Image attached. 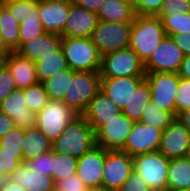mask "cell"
<instances>
[{"mask_svg":"<svg viewBox=\"0 0 190 191\" xmlns=\"http://www.w3.org/2000/svg\"><path fill=\"white\" fill-rule=\"evenodd\" d=\"M94 146H96L95 130L82 115H78L66 126L60 136L52 142V151L64 153L78 159Z\"/></svg>","mask_w":190,"mask_h":191,"instance_id":"1","label":"cell"},{"mask_svg":"<svg viewBox=\"0 0 190 191\" xmlns=\"http://www.w3.org/2000/svg\"><path fill=\"white\" fill-rule=\"evenodd\" d=\"M166 37L160 18L136 15L130 31L129 48L145 63Z\"/></svg>","mask_w":190,"mask_h":191,"instance_id":"2","label":"cell"},{"mask_svg":"<svg viewBox=\"0 0 190 191\" xmlns=\"http://www.w3.org/2000/svg\"><path fill=\"white\" fill-rule=\"evenodd\" d=\"M61 48L73 71L100 72L102 57L91 38L62 37Z\"/></svg>","mask_w":190,"mask_h":191,"instance_id":"3","label":"cell"},{"mask_svg":"<svg viewBox=\"0 0 190 191\" xmlns=\"http://www.w3.org/2000/svg\"><path fill=\"white\" fill-rule=\"evenodd\" d=\"M100 90V72L74 71L62 101L75 113L82 115Z\"/></svg>","mask_w":190,"mask_h":191,"instance_id":"4","label":"cell"},{"mask_svg":"<svg viewBox=\"0 0 190 191\" xmlns=\"http://www.w3.org/2000/svg\"><path fill=\"white\" fill-rule=\"evenodd\" d=\"M77 116L62 100L49 99L45 107L36 114V127L52 143Z\"/></svg>","mask_w":190,"mask_h":191,"instance_id":"5","label":"cell"},{"mask_svg":"<svg viewBox=\"0 0 190 191\" xmlns=\"http://www.w3.org/2000/svg\"><path fill=\"white\" fill-rule=\"evenodd\" d=\"M168 166L169 159L158 150L133 157L134 171L152 191H167Z\"/></svg>","mask_w":190,"mask_h":191,"instance_id":"6","label":"cell"},{"mask_svg":"<svg viewBox=\"0 0 190 191\" xmlns=\"http://www.w3.org/2000/svg\"><path fill=\"white\" fill-rule=\"evenodd\" d=\"M132 23L98 21L91 40L102 56L129 48Z\"/></svg>","mask_w":190,"mask_h":191,"instance_id":"7","label":"cell"},{"mask_svg":"<svg viewBox=\"0 0 190 191\" xmlns=\"http://www.w3.org/2000/svg\"><path fill=\"white\" fill-rule=\"evenodd\" d=\"M101 78L145 76L144 63L131 48L118 50L102 56Z\"/></svg>","mask_w":190,"mask_h":191,"instance_id":"8","label":"cell"},{"mask_svg":"<svg viewBox=\"0 0 190 191\" xmlns=\"http://www.w3.org/2000/svg\"><path fill=\"white\" fill-rule=\"evenodd\" d=\"M145 80L151 91V101L176 117V95L180 77L175 72L146 73Z\"/></svg>","mask_w":190,"mask_h":191,"instance_id":"9","label":"cell"},{"mask_svg":"<svg viewBox=\"0 0 190 191\" xmlns=\"http://www.w3.org/2000/svg\"><path fill=\"white\" fill-rule=\"evenodd\" d=\"M133 170L131 155L121 150H106L102 186L118 191Z\"/></svg>","mask_w":190,"mask_h":191,"instance_id":"10","label":"cell"},{"mask_svg":"<svg viewBox=\"0 0 190 191\" xmlns=\"http://www.w3.org/2000/svg\"><path fill=\"white\" fill-rule=\"evenodd\" d=\"M161 135V129L141 121L134 122L121 151L128 153L132 157L157 151L160 146Z\"/></svg>","mask_w":190,"mask_h":191,"instance_id":"11","label":"cell"},{"mask_svg":"<svg viewBox=\"0 0 190 191\" xmlns=\"http://www.w3.org/2000/svg\"><path fill=\"white\" fill-rule=\"evenodd\" d=\"M183 60V52L173 39L167 36L155 49L151 57L144 63L145 73H177Z\"/></svg>","mask_w":190,"mask_h":191,"instance_id":"12","label":"cell"},{"mask_svg":"<svg viewBox=\"0 0 190 191\" xmlns=\"http://www.w3.org/2000/svg\"><path fill=\"white\" fill-rule=\"evenodd\" d=\"M134 121L121 113L106 121L96 132V145L106 150H121L131 132Z\"/></svg>","mask_w":190,"mask_h":191,"instance_id":"13","label":"cell"},{"mask_svg":"<svg viewBox=\"0 0 190 191\" xmlns=\"http://www.w3.org/2000/svg\"><path fill=\"white\" fill-rule=\"evenodd\" d=\"M70 8L71 0H40L39 20L45 32L62 35Z\"/></svg>","mask_w":190,"mask_h":191,"instance_id":"14","label":"cell"},{"mask_svg":"<svg viewBox=\"0 0 190 191\" xmlns=\"http://www.w3.org/2000/svg\"><path fill=\"white\" fill-rule=\"evenodd\" d=\"M0 111L8 115L16 128L36 127V114L27 107L23 89H15L0 103Z\"/></svg>","mask_w":190,"mask_h":191,"instance_id":"15","label":"cell"},{"mask_svg":"<svg viewBox=\"0 0 190 191\" xmlns=\"http://www.w3.org/2000/svg\"><path fill=\"white\" fill-rule=\"evenodd\" d=\"M189 139V131L176 117L162 131L158 151L168 159L183 158L188 147Z\"/></svg>","mask_w":190,"mask_h":191,"instance_id":"16","label":"cell"},{"mask_svg":"<svg viewBox=\"0 0 190 191\" xmlns=\"http://www.w3.org/2000/svg\"><path fill=\"white\" fill-rule=\"evenodd\" d=\"M106 149L96 145L78 158L76 174L87 188L102 186Z\"/></svg>","mask_w":190,"mask_h":191,"instance_id":"17","label":"cell"},{"mask_svg":"<svg viewBox=\"0 0 190 191\" xmlns=\"http://www.w3.org/2000/svg\"><path fill=\"white\" fill-rule=\"evenodd\" d=\"M145 76L101 78V91L123 110Z\"/></svg>","mask_w":190,"mask_h":191,"instance_id":"18","label":"cell"},{"mask_svg":"<svg viewBox=\"0 0 190 191\" xmlns=\"http://www.w3.org/2000/svg\"><path fill=\"white\" fill-rule=\"evenodd\" d=\"M98 23L97 13L87 11L77 6L71 0L69 18L65 24L62 37H87L91 38L93 30Z\"/></svg>","mask_w":190,"mask_h":191,"instance_id":"19","label":"cell"},{"mask_svg":"<svg viewBox=\"0 0 190 191\" xmlns=\"http://www.w3.org/2000/svg\"><path fill=\"white\" fill-rule=\"evenodd\" d=\"M61 42V35L45 32L23 43L16 52L36 62L45 56L54 55L61 48Z\"/></svg>","mask_w":190,"mask_h":191,"instance_id":"20","label":"cell"},{"mask_svg":"<svg viewBox=\"0 0 190 191\" xmlns=\"http://www.w3.org/2000/svg\"><path fill=\"white\" fill-rule=\"evenodd\" d=\"M122 113L117 105L112 102L101 90L89 102L82 116L93 127L95 132L106 123Z\"/></svg>","mask_w":190,"mask_h":191,"instance_id":"21","label":"cell"},{"mask_svg":"<svg viewBox=\"0 0 190 191\" xmlns=\"http://www.w3.org/2000/svg\"><path fill=\"white\" fill-rule=\"evenodd\" d=\"M3 63L10 70L17 88H28L39 82L36 75L35 62L21 56L18 52L10 51L3 58Z\"/></svg>","mask_w":190,"mask_h":191,"instance_id":"22","label":"cell"},{"mask_svg":"<svg viewBox=\"0 0 190 191\" xmlns=\"http://www.w3.org/2000/svg\"><path fill=\"white\" fill-rule=\"evenodd\" d=\"M9 180L16 182L27 191H54L55 182L53 177L30 171L27 165L22 162L11 173Z\"/></svg>","mask_w":190,"mask_h":191,"instance_id":"23","label":"cell"},{"mask_svg":"<svg viewBox=\"0 0 190 191\" xmlns=\"http://www.w3.org/2000/svg\"><path fill=\"white\" fill-rule=\"evenodd\" d=\"M187 190H190V160L185 157L169 159L167 191Z\"/></svg>","mask_w":190,"mask_h":191,"instance_id":"24","label":"cell"},{"mask_svg":"<svg viewBox=\"0 0 190 191\" xmlns=\"http://www.w3.org/2000/svg\"><path fill=\"white\" fill-rule=\"evenodd\" d=\"M97 16L98 21L132 23L136 15L126 0H107L99 9Z\"/></svg>","mask_w":190,"mask_h":191,"instance_id":"25","label":"cell"},{"mask_svg":"<svg viewBox=\"0 0 190 191\" xmlns=\"http://www.w3.org/2000/svg\"><path fill=\"white\" fill-rule=\"evenodd\" d=\"M22 145V154L24 162L52 151V143L37 128H28L24 130V139Z\"/></svg>","mask_w":190,"mask_h":191,"instance_id":"26","label":"cell"},{"mask_svg":"<svg viewBox=\"0 0 190 191\" xmlns=\"http://www.w3.org/2000/svg\"><path fill=\"white\" fill-rule=\"evenodd\" d=\"M20 23L16 17L12 16L8 8L2 4L0 6V29L5 46L10 51H16L19 48Z\"/></svg>","mask_w":190,"mask_h":191,"instance_id":"27","label":"cell"},{"mask_svg":"<svg viewBox=\"0 0 190 191\" xmlns=\"http://www.w3.org/2000/svg\"><path fill=\"white\" fill-rule=\"evenodd\" d=\"M151 100V91L148 82L144 79L136 88L129 103L122 110L130 120L140 121L144 107Z\"/></svg>","mask_w":190,"mask_h":191,"instance_id":"28","label":"cell"},{"mask_svg":"<svg viewBox=\"0 0 190 191\" xmlns=\"http://www.w3.org/2000/svg\"><path fill=\"white\" fill-rule=\"evenodd\" d=\"M35 68L39 82H43L60 71L67 69L68 65L63 49L60 48L54 55H48L36 61Z\"/></svg>","mask_w":190,"mask_h":191,"instance_id":"29","label":"cell"},{"mask_svg":"<svg viewBox=\"0 0 190 191\" xmlns=\"http://www.w3.org/2000/svg\"><path fill=\"white\" fill-rule=\"evenodd\" d=\"M73 74L74 71L68 67L42 82L49 99L63 100Z\"/></svg>","mask_w":190,"mask_h":191,"instance_id":"30","label":"cell"},{"mask_svg":"<svg viewBox=\"0 0 190 191\" xmlns=\"http://www.w3.org/2000/svg\"><path fill=\"white\" fill-rule=\"evenodd\" d=\"M175 118L176 117L171 112L156 106L150 100L144 107L140 121L163 131Z\"/></svg>","mask_w":190,"mask_h":191,"instance_id":"31","label":"cell"},{"mask_svg":"<svg viewBox=\"0 0 190 191\" xmlns=\"http://www.w3.org/2000/svg\"><path fill=\"white\" fill-rule=\"evenodd\" d=\"M77 164V158L53 151L52 177L54 182L61 181L76 174Z\"/></svg>","mask_w":190,"mask_h":191,"instance_id":"32","label":"cell"},{"mask_svg":"<svg viewBox=\"0 0 190 191\" xmlns=\"http://www.w3.org/2000/svg\"><path fill=\"white\" fill-rule=\"evenodd\" d=\"M3 4L19 23L30 18L39 19V2L3 1Z\"/></svg>","mask_w":190,"mask_h":191,"instance_id":"33","label":"cell"},{"mask_svg":"<svg viewBox=\"0 0 190 191\" xmlns=\"http://www.w3.org/2000/svg\"><path fill=\"white\" fill-rule=\"evenodd\" d=\"M160 19L167 36L190 33V13L172 14Z\"/></svg>","mask_w":190,"mask_h":191,"instance_id":"34","label":"cell"},{"mask_svg":"<svg viewBox=\"0 0 190 191\" xmlns=\"http://www.w3.org/2000/svg\"><path fill=\"white\" fill-rule=\"evenodd\" d=\"M23 90L27 101V107L35 114L41 111L49 101V96L42 82H38Z\"/></svg>","mask_w":190,"mask_h":191,"instance_id":"35","label":"cell"},{"mask_svg":"<svg viewBox=\"0 0 190 191\" xmlns=\"http://www.w3.org/2000/svg\"><path fill=\"white\" fill-rule=\"evenodd\" d=\"M24 139V130L14 127L2 138H0V147L2 151L9 153H22Z\"/></svg>","mask_w":190,"mask_h":191,"instance_id":"36","label":"cell"},{"mask_svg":"<svg viewBox=\"0 0 190 191\" xmlns=\"http://www.w3.org/2000/svg\"><path fill=\"white\" fill-rule=\"evenodd\" d=\"M20 32H19V47L29 41L34 39L36 36L45 33L43 26L39 19L30 18L26 19L20 23Z\"/></svg>","mask_w":190,"mask_h":191,"instance_id":"37","label":"cell"},{"mask_svg":"<svg viewBox=\"0 0 190 191\" xmlns=\"http://www.w3.org/2000/svg\"><path fill=\"white\" fill-rule=\"evenodd\" d=\"M53 151L35 157L28 162H24L30 171H36L52 177Z\"/></svg>","mask_w":190,"mask_h":191,"instance_id":"38","label":"cell"},{"mask_svg":"<svg viewBox=\"0 0 190 191\" xmlns=\"http://www.w3.org/2000/svg\"><path fill=\"white\" fill-rule=\"evenodd\" d=\"M24 162L22 153H9L0 147V172L10 177L11 173Z\"/></svg>","mask_w":190,"mask_h":191,"instance_id":"39","label":"cell"},{"mask_svg":"<svg viewBox=\"0 0 190 191\" xmlns=\"http://www.w3.org/2000/svg\"><path fill=\"white\" fill-rule=\"evenodd\" d=\"M187 109H190V79L180 78L176 95V117Z\"/></svg>","mask_w":190,"mask_h":191,"instance_id":"40","label":"cell"},{"mask_svg":"<svg viewBox=\"0 0 190 191\" xmlns=\"http://www.w3.org/2000/svg\"><path fill=\"white\" fill-rule=\"evenodd\" d=\"M190 13V0H164L163 7L157 16H172V14Z\"/></svg>","mask_w":190,"mask_h":191,"instance_id":"41","label":"cell"},{"mask_svg":"<svg viewBox=\"0 0 190 191\" xmlns=\"http://www.w3.org/2000/svg\"><path fill=\"white\" fill-rule=\"evenodd\" d=\"M15 89H17V86L11 72L8 67L2 63L0 65V103Z\"/></svg>","mask_w":190,"mask_h":191,"instance_id":"42","label":"cell"},{"mask_svg":"<svg viewBox=\"0 0 190 191\" xmlns=\"http://www.w3.org/2000/svg\"><path fill=\"white\" fill-rule=\"evenodd\" d=\"M164 0H140L134 8L135 15L157 17L163 7Z\"/></svg>","mask_w":190,"mask_h":191,"instance_id":"43","label":"cell"},{"mask_svg":"<svg viewBox=\"0 0 190 191\" xmlns=\"http://www.w3.org/2000/svg\"><path fill=\"white\" fill-rule=\"evenodd\" d=\"M87 187L77 174L55 182V191H86Z\"/></svg>","mask_w":190,"mask_h":191,"instance_id":"44","label":"cell"},{"mask_svg":"<svg viewBox=\"0 0 190 191\" xmlns=\"http://www.w3.org/2000/svg\"><path fill=\"white\" fill-rule=\"evenodd\" d=\"M118 191H152V189L139 174L133 170Z\"/></svg>","mask_w":190,"mask_h":191,"instance_id":"45","label":"cell"},{"mask_svg":"<svg viewBox=\"0 0 190 191\" xmlns=\"http://www.w3.org/2000/svg\"><path fill=\"white\" fill-rule=\"evenodd\" d=\"M183 52L184 56L190 55V33L170 36Z\"/></svg>","mask_w":190,"mask_h":191,"instance_id":"46","label":"cell"},{"mask_svg":"<svg viewBox=\"0 0 190 191\" xmlns=\"http://www.w3.org/2000/svg\"><path fill=\"white\" fill-rule=\"evenodd\" d=\"M105 1L107 0H73V3L87 11L98 13Z\"/></svg>","mask_w":190,"mask_h":191,"instance_id":"47","label":"cell"},{"mask_svg":"<svg viewBox=\"0 0 190 191\" xmlns=\"http://www.w3.org/2000/svg\"><path fill=\"white\" fill-rule=\"evenodd\" d=\"M14 127L15 126L12 119L8 115L0 111V138H2Z\"/></svg>","mask_w":190,"mask_h":191,"instance_id":"48","label":"cell"},{"mask_svg":"<svg viewBox=\"0 0 190 191\" xmlns=\"http://www.w3.org/2000/svg\"><path fill=\"white\" fill-rule=\"evenodd\" d=\"M177 74L180 78L190 79V55L184 56Z\"/></svg>","mask_w":190,"mask_h":191,"instance_id":"49","label":"cell"},{"mask_svg":"<svg viewBox=\"0 0 190 191\" xmlns=\"http://www.w3.org/2000/svg\"><path fill=\"white\" fill-rule=\"evenodd\" d=\"M177 119L187 128L190 133V109L184 110L177 115Z\"/></svg>","mask_w":190,"mask_h":191,"instance_id":"50","label":"cell"},{"mask_svg":"<svg viewBox=\"0 0 190 191\" xmlns=\"http://www.w3.org/2000/svg\"><path fill=\"white\" fill-rule=\"evenodd\" d=\"M0 191H27L16 182L8 180L6 185Z\"/></svg>","mask_w":190,"mask_h":191,"instance_id":"51","label":"cell"},{"mask_svg":"<svg viewBox=\"0 0 190 191\" xmlns=\"http://www.w3.org/2000/svg\"><path fill=\"white\" fill-rule=\"evenodd\" d=\"M10 50L5 46L0 29V57L4 58L9 54Z\"/></svg>","mask_w":190,"mask_h":191,"instance_id":"52","label":"cell"},{"mask_svg":"<svg viewBox=\"0 0 190 191\" xmlns=\"http://www.w3.org/2000/svg\"><path fill=\"white\" fill-rule=\"evenodd\" d=\"M86 191H115V190L109 189L105 186H96V187L87 188Z\"/></svg>","mask_w":190,"mask_h":191,"instance_id":"53","label":"cell"},{"mask_svg":"<svg viewBox=\"0 0 190 191\" xmlns=\"http://www.w3.org/2000/svg\"><path fill=\"white\" fill-rule=\"evenodd\" d=\"M9 177L0 172V190L6 185Z\"/></svg>","mask_w":190,"mask_h":191,"instance_id":"54","label":"cell"},{"mask_svg":"<svg viewBox=\"0 0 190 191\" xmlns=\"http://www.w3.org/2000/svg\"><path fill=\"white\" fill-rule=\"evenodd\" d=\"M130 6L134 9L140 2V0H126Z\"/></svg>","mask_w":190,"mask_h":191,"instance_id":"55","label":"cell"},{"mask_svg":"<svg viewBox=\"0 0 190 191\" xmlns=\"http://www.w3.org/2000/svg\"><path fill=\"white\" fill-rule=\"evenodd\" d=\"M184 157L190 160V139Z\"/></svg>","mask_w":190,"mask_h":191,"instance_id":"56","label":"cell"},{"mask_svg":"<svg viewBox=\"0 0 190 191\" xmlns=\"http://www.w3.org/2000/svg\"><path fill=\"white\" fill-rule=\"evenodd\" d=\"M2 1L39 2L40 0H2Z\"/></svg>","mask_w":190,"mask_h":191,"instance_id":"57","label":"cell"},{"mask_svg":"<svg viewBox=\"0 0 190 191\" xmlns=\"http://www.w3.org/2000/svg\"><path fill=\"white\" fill-rule=\"evenodd\" d=\"M3 63V58L0 57V65Z\"/></svg>","mask_w":190,"mask_h":191,"instance_id":"58","label":"cell"}]
</instances>
